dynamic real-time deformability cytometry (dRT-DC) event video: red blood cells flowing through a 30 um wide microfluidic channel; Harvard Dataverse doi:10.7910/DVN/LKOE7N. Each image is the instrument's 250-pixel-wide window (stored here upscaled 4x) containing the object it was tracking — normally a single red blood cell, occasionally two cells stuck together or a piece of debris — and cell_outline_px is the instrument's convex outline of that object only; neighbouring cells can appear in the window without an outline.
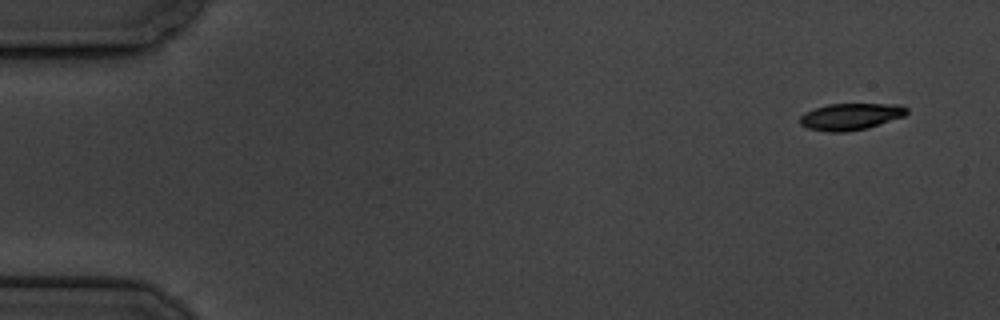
{"species": "common noctule bat (a hibernating species)", "species_latin": "Nyctalus noctula", "temperature_condition": "cold", "stored_images_in_passage": 5, "camera_frame_rate_fps": 3000, "um_per_image_px": 0.085, "animal": {"sex": "male", "body_mass_g": 19.5, "forearm_length_mm": 54.6}, "frame": {"image": 1, "passage_image": 1, "time_ms": 0.0, "image_size_px": [1000, 320], "cell_outline_px": [[908, 112], [904, 116], [868, 128], [844, 132], [828, 132], [808, 128], [800, 124], [800, 116], [804, 112], [828, 104], [900, 104], [908, 108]], "centroid_in_image_um": [72.31, 9.91], "position_along_channel_um": 12.7, "area_um2": 16.65}}
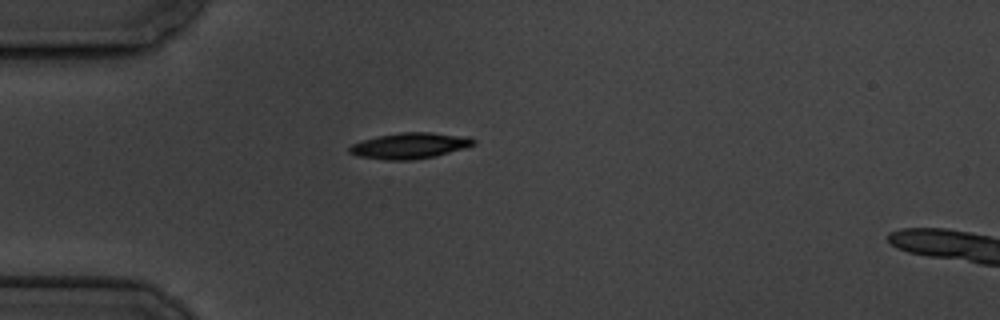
{"frame": {"image": 2, "passage_image": 5, "time_ms": 4.333, "image_size_px": [1000, 320], "cell_outline_px": [[476, 144], [464, 148], [432, 156], [412, 160], [384, 160], [356, 156], [348, 152], [348, 148], [352, 144], [376, 136], [400, 132], [428, 132], [468, 136], [476, 140]], "centroid_in_image_um": [34.8, 12.38], "position_along_channel_um": 50.2, "area_um2": 18.73}}